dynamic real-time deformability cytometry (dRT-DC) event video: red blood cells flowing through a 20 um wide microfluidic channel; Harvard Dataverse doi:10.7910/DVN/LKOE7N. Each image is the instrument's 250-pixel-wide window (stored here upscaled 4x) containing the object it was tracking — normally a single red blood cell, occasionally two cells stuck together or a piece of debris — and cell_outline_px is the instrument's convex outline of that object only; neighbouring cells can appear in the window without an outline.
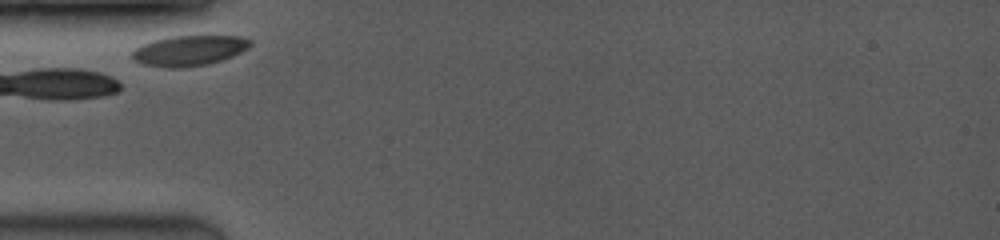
{"species": "common noctule bat (a hibernating species)", "species_latin": "Nyctalus noctula", "temperature_condition": "room temperature", "stored_images_in_passage": 21, "camera_frame_rate_fps": 3500, "um_per_image_px": 0.085, "animal": {"sex": "female", "body_mass_g": 19.0, "forearm_length_mm": 53.3}, "frame": {"image": 1, "passage_image": 1, "time_ms": 0.0, "image_size_px": [1000, 240], "cell_outline_px": [[252, 44], [248, 48], [232, 56], [208, 64], [180, 68], [168, 68], [144, 64], [136, 60], [132, 56], [132, 48], [140, 44], [152, 40], [172, 36], [240, 36], [252, 40]], "centroid_in_image_um": [16.05, 4.29], "position_along_channel_um": 68.9, "area_um2": 20.92}}
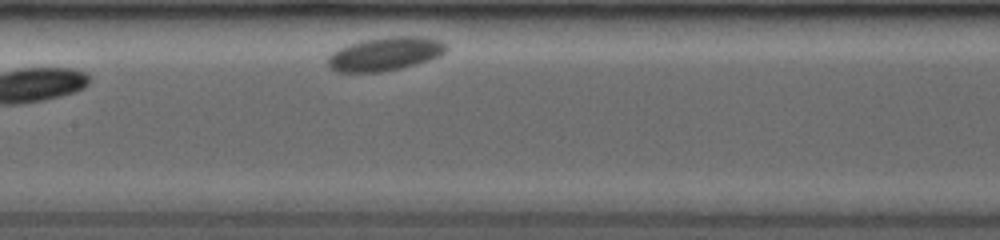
{"frame": {"image": 2, "passage_image": 8, "time_ms": 3.143, "image_size_px": [1000, 240], "cell_outline_px": [[448, 48], [440, 56], [416, 64], [384, 72], [336, 72], [328, 68], [328, 56], [332, 52], [348, 44], [364, 40], [392, 36], [416, 36], [440, 40], [448, 44]], "centroid_in_image_um": [32.73, 4.59], "position_along_channel_um": 174.7, "area_um2": 23.24}}
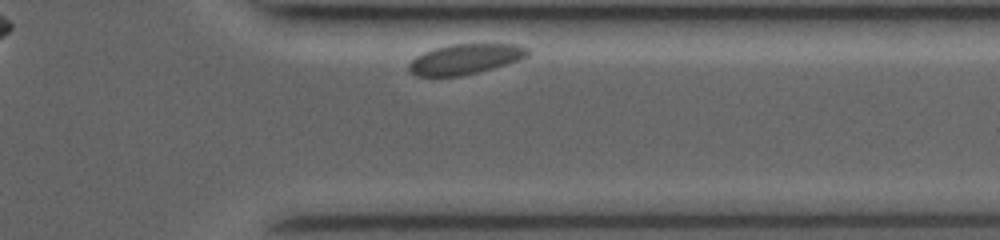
{"frame": {"image": 3, "passage_image": 20, "time_ms": 8.857, "image_size_px": [1000, 240], "cell_outline_px": [[532, 52], [528, 56], [520, 60], [492, 68], [460, 76], [416, 76], [408, 72], [408, 64], [416, 56], [424, 52], [436, 48], [452, 44], [520, 44], [528, 48]], "centroid_in_image_um": [39.56, 5.02], "position_along_channel_um": 371.8, "area_um2": 20.98}}